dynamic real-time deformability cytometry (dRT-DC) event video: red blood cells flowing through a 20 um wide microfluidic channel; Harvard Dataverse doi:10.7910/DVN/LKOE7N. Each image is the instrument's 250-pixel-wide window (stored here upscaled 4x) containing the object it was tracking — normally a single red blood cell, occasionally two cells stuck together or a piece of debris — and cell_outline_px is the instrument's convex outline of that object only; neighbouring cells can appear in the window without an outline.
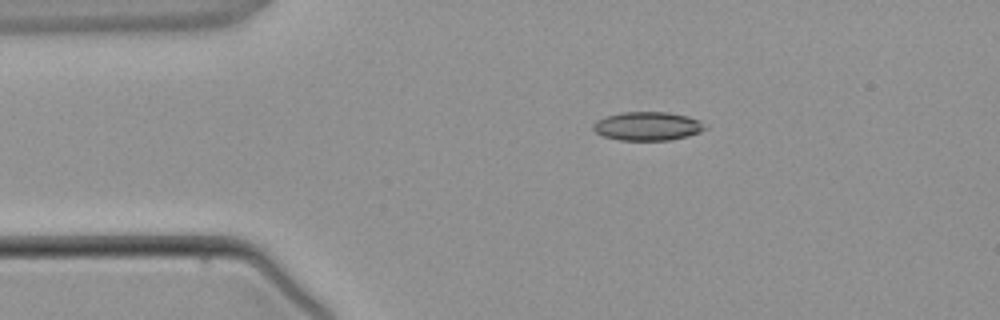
{"species": "common noctule bat (a hibernating species)", "species_latin": "Nyctalus noctula", "temperature_condition": "warm", "stored_images_in_passage": 2, "camera_frame_rate_fps": 3000, "um_per_image_px": 0.085, "animal": {"sex": "male", "body_mass_g": 21.5, "forearm_length_mm": 52.0}, "frame": {"image": 1, "passage_image": 1, "time_ms": 0.0, "image_size_px": [1000, 320], "cell_outline_px": [[708, 128], [700, 132], [688, 136], [672, 140], [620, 140], [604, 136], [596, 132], [592, 128], [592, 124], [596, 120], [604, 116], [620, 112], [668, 112], [688, 116], [700, 120]], "centroid_in_image_um": [55.04, 10.71], "position_along_channel_um": 30.0, "area_um2": 18.9}}